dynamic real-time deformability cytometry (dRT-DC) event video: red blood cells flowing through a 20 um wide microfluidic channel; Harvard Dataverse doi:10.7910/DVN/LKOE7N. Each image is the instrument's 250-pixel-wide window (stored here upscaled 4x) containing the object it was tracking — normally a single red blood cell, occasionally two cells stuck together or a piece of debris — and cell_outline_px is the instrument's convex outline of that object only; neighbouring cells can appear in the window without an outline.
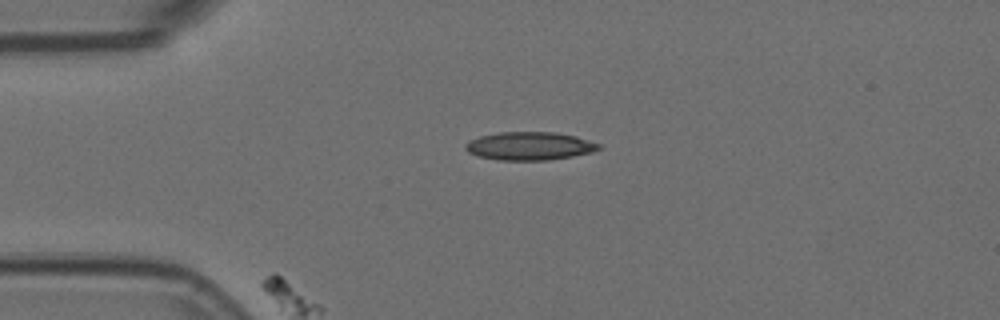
{"species": "Egyptian fruit bat (a non-hibernating species)", "species_latin": "Rousettus aegyptiacus", "temperature_condition": "room temperature", "stored_images_in_passage": 3, "camera_frame_rate_fps": 3000, "um_per_image_px": 0.085, "animal": {"sex": "female"}, "frame": {"image": 1, "passage_image": 1, "time_ms": 0.0, "image_size_px": [1000, 320], "cell_outline_px": [[600, 148], [592, 152], [572, 156], [548, 160], [500, 160], [480, 156], [468, 152], [464, 148], [464, 144], [468, 140], [480, 136], [500, 132], [556, 132], [576, 136], [600, 144]], "centroid_in_image_um": [44.99, 12.4], "position_along_channel_um": 40.0, "area_um2": 21.85}}
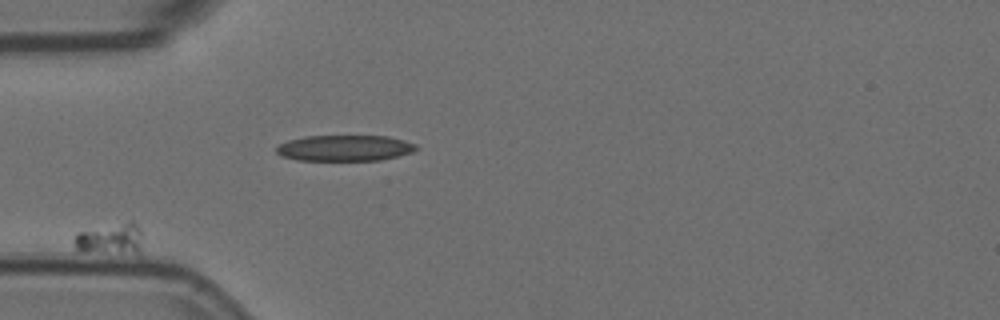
{"frame": {"image": 2, "passage_image": 2, "time_ms": 0.333, "image_size_px": [1000, 320], "cell_outline_px": [[140, 256], [76, 248], [72, 240], [80, 232], [128, 220], [132, 220], [140, 228]], "centroid_in_image_um": [9.49, 20.29], "position_along_channel_um": 75.5, "area_um2": 12.25}}